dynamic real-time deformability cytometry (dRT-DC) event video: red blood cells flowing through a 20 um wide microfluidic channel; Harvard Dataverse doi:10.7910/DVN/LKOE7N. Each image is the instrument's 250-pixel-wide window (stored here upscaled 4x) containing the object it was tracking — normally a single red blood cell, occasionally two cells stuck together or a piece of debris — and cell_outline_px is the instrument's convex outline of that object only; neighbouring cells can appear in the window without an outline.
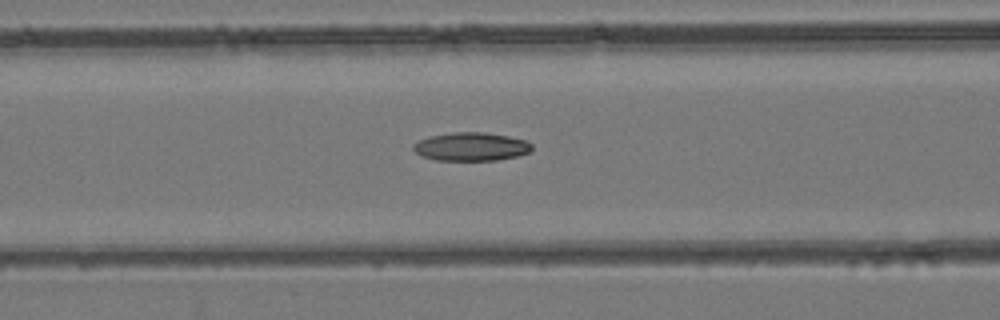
{"species": "common noctule bat (a hibernating species)", "species_latin": "Nyctalus noctula", "temperature_condition": "room temperature", "stored_images_in_passage": 50, "camera_frame_rate_fps": 3000, "um_per_image_px": 0.085, "animal": {"sex": "female", "body_mass_g": 24.6, "forearm_length_mm": 56.2}, "frame": {"image": 1, "passage_image": 21, "time_ms": 6.667, "image_size_px": [1000, 320], "cell_outline_px": [[532, 148], [528, 152], [516, 156], [496, 160], [436, 160], [424, 156], [416, 152], [412, 148], [412, 144], [428, 136], [452, 132], [484, 132], [508, 136], [528, 140], [532, 144]], "centroid_in_image_um": [40.05, 12.45], "position_along_channel_um": 126.6, "area_um2": 19.59}}
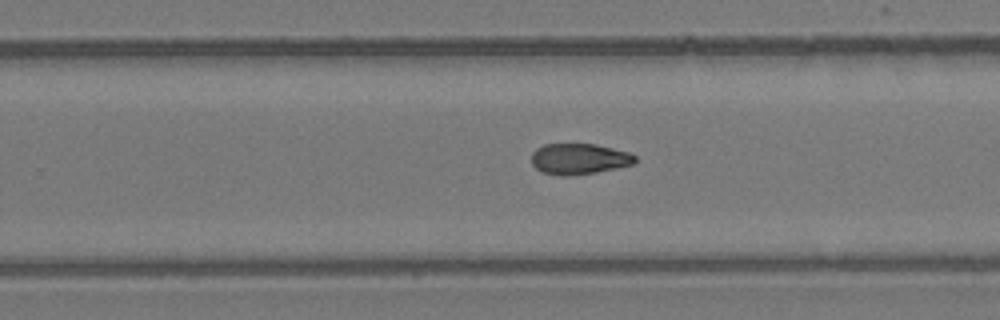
{"frame": {"image": 2, "passage_image": 32, "time_ms": 10.333, "image_size_px": [1000, 320], "cell_outline_px": [[636, 160], [632, 164], [616, 168], [596, 172], [568, 176], [560, 176], [544, 172], [536, 168], [532, 164], [532, 152], [536, 148], [544, 144], [596, 144], [628, 152], [636, 156]], "centroid_in_image_um": [49.2, 13.5], "position_along_channel_um": 280.6, "area_um2": 18.55}}
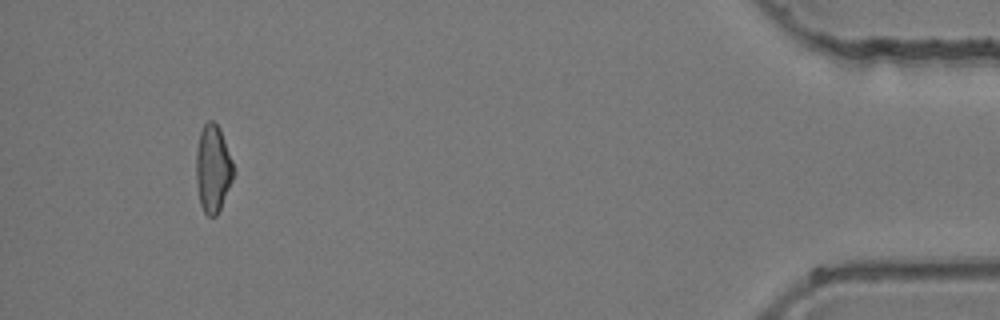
{"frame": {"image": 3, "passage_image": 47, "time_ms": 15.333, "image_size_px": [1000, 320], "cell_outline_px": [[236, 172], [220, 208], [216, 216], [208, 216], [204, 212], [200, 204], [196, 180], [196, 152], [200, 132], [204, 124], [208, 120], [212, 120], [220, 128], [232, 160]], "centroid_in_image_um": [18.1, 14.32], "position_along_channel_um": 417.1, "area_um2": 19.07}}